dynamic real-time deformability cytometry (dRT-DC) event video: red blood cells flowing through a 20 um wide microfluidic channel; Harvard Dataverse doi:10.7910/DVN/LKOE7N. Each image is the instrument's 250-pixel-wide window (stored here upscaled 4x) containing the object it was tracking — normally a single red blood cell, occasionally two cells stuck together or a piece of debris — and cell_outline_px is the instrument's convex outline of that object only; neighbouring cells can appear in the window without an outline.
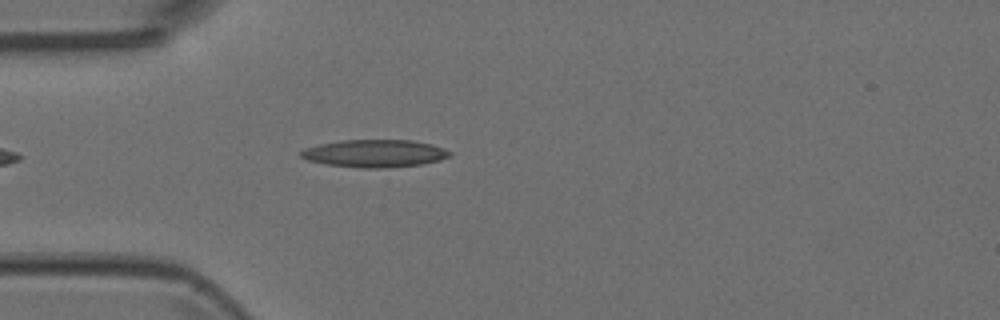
{"species": "Egyptian fruit bat (a non-hibernating species)", "species_latin": "Rousettus aegyptiacus", "temperature_condition": "room temperature", "stored_images_in_passage": 1, "camera_frame_rate_fps": 3000, "um_per_image_px": 0.085, "animal": {"sex": "female"}, "frame": {"image": 1, "passage_image": 1, "time_ms": 0.0, "image_size_px": [1000, 320], "cell_outline_px": [[452, 156], [440, 160], [424, 164], [384, 168], [360, 168], [324, 164], [308, 160], [300, 156], [300, 152], [304, 148], [320, 144], [344, 140], [412, 140], [432, 144], [444, 148], [452, 152]], "centroid_in_image_um": [31.88, 13.04], "position_along_channel_um": 53.1, "area_um2": 24.1}}